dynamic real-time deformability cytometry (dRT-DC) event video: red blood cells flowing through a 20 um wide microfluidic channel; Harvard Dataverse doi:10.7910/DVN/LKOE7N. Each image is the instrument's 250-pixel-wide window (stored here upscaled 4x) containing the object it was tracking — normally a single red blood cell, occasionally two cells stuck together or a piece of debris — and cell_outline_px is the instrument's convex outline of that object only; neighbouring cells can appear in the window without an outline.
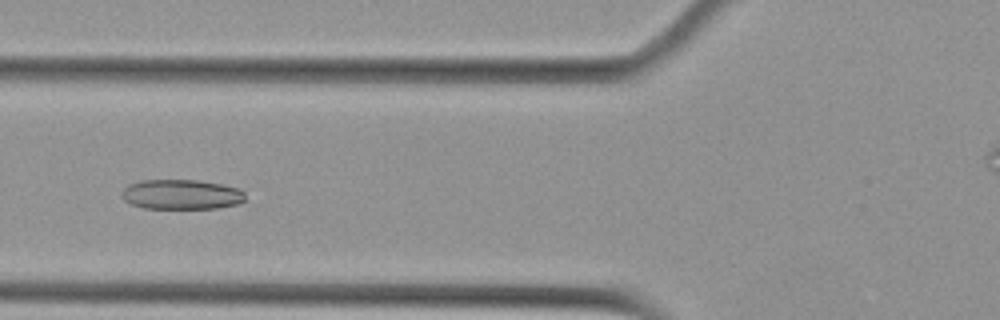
{"species": "Egyptian fruit bat (a non-hibernating species)", "species_latin": "Rousettus aegyptiacus", "temperature_condition": "cold", "stored_images_in_passage": 57, "camera_frame_rate_fps": 3000, "um_per_image_px": 0.085, "animal": {"sex": "female"}, "frame": {"image": 1, "passage_image": 22, "time_ms": 7.0, "image_size_px": [1000, 320], "cell_outline_px": [[244, 200], [236, 204], [220, 208], [144, 208], [132, 204], [124, 200], [124, 188], [128, 184], [140, 180], [196, 180], [220, 184], [240, 188], [244, 192]], "centroid_in_image_um": [15.44, 16.52], "position_along_channel_um": 110.4, "area_um2": 21.33}}
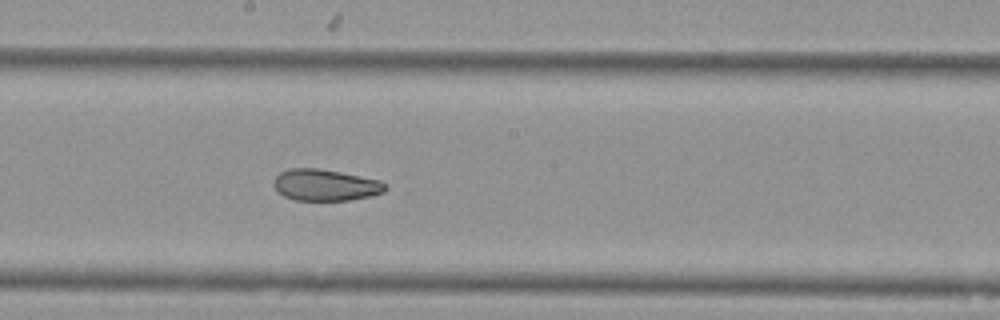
{"frame": {"image": 2, "passage_image": 31, "time_ms": 10.0, "image_size_px": [1000, 320], "cell_outline_px": [[388, 188], [384, 192], [372, 196], [348, 200], [296, 200], [284, 196], [276, 192], [272, 184], [272, 180], [280, 172], [288, 168], [316, 168], [340, 172], [380, 180]], "centroid_in_image_um": [27.61, 15.73], "position_along_channel_um": 220.6, "area_um2": 20.63}}
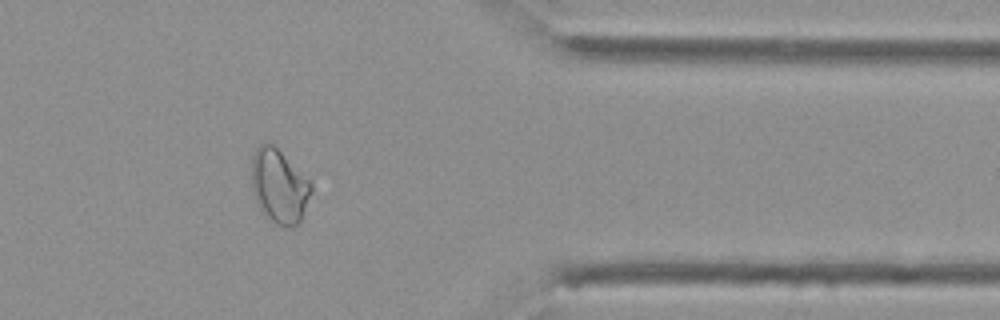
{"frame": {"image": 3, "passage_image": 46, "time_ms": 15.0, "image_size_px": [1000, 320], "cell_outline_px": [[312, 192], [300, 220], [292, 228], [276, 224], [264, 216], [256, 200], [252, 188], [252, 156], [256, 148], [264, 140], [272, 144], [312, 184]], "centroid_in_image_um": [23.7, 15.84], "position_along_channel_um": 387.7, "area_um2": 25.32}, "authors_computed_cell_mechanics": {"area_um2": 24.854, "velocity_mm_per_s": 3.6733, "shape_relaxation_time_tau1_ms": null, "shape_relaxation_time_tau2_ms": 3.2163, "deformation_change_tau1": null, "deformation_change_tau2": 0.0875}}